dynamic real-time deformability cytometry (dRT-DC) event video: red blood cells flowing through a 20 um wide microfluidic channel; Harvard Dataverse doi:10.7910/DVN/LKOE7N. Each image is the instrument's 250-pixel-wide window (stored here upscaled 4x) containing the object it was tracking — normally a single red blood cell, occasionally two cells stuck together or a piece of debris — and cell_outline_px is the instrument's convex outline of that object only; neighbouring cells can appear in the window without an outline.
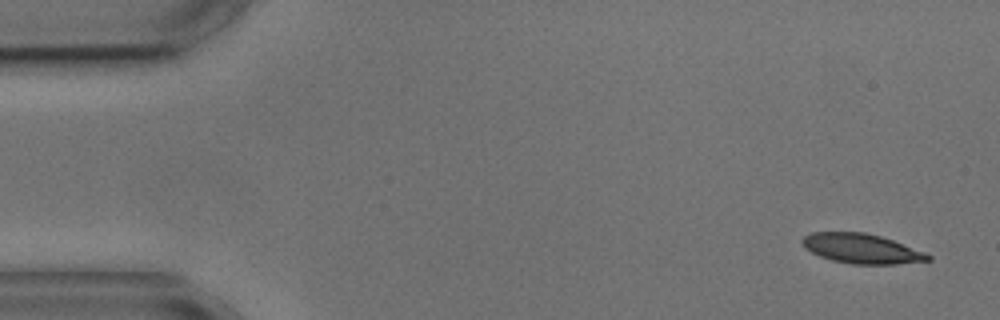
{"species": "common noctule bat (a hibernating species)", "species_latin": "Nyctalus noctula", "temperature_condition": "cold", "stored_images_in_passage": 5, "camera_frame_rate_fps": 3000, "um_per_image_px": 0.085, "animal": {"sex": "male", "body_mass_g": 17.9, "forearm_length_mm": 54.2}, "frame": {"image": 1, "passage_image": 1, "time_ms": 0.0, "image_size_px": [1000, 320], "cell_outline_px": [[932, 260], [896, 264], [852, 264], [832, 260], [820, 256], [804, 248], [800, 240], [804, 236], [812, 232], [864, 232], [880, 236], [892, 240], [924, 252], [932, 256]], "centroid_in_image_um": [73.21, 21.13], "position_along_channel_um": 11.8, "area_um2": 21.68}}
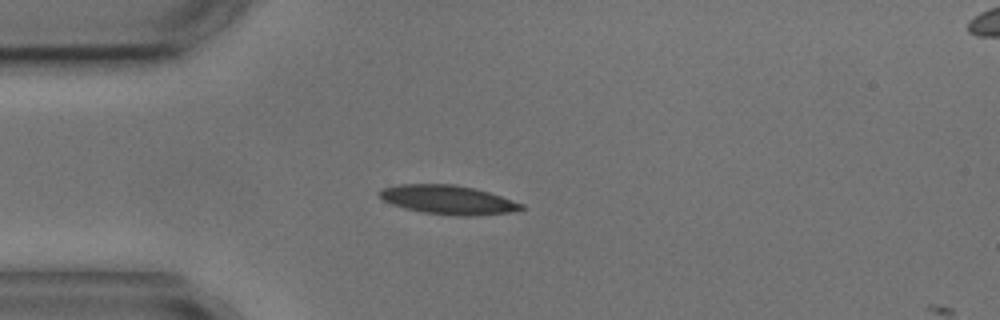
{"frame": {"image": 2, "passage_image": 4, "time_ms": 3.667, "image_size_px": [1000, 320], "cell_outline_px": [[524, 208], [508, 212], [472, 216], [460, 216], [424, 212], [404, 208], [392, 204], [384, 200], [376, 192], [384, 188], [400, 184], [452, 184], [476, 188], [524, 204]], "centroid_in_image_um": [38.06, 16.97], "position_along_channel_um": 46.9, "area_um2": 23.7}}